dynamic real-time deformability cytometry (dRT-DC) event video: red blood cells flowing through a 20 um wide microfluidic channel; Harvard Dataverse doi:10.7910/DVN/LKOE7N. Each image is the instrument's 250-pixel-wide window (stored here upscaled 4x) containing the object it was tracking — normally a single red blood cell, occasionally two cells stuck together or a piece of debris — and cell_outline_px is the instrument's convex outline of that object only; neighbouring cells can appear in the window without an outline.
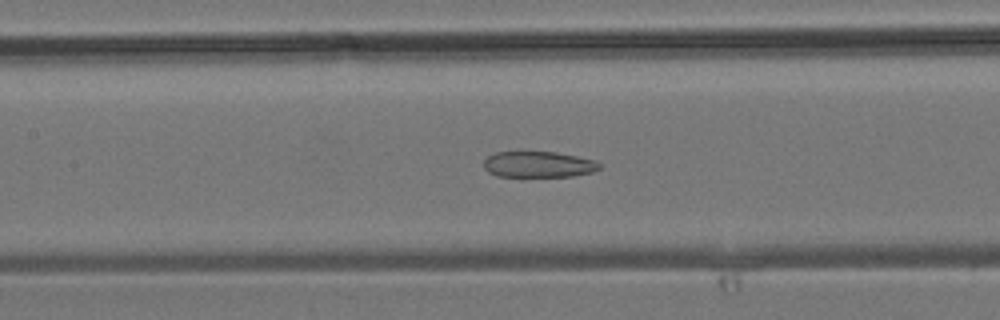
{"species": "common noctule bat (a hibernating species)", "species_latin": "Nyctalus noctula", "temperature_condition": "room temperature", "stored_images_in_passage": 40, "camera_frame_rate_fps": 3000, "um_per_image_px": 0.085, "animal": {"sex": "male", "body_mass_g": 19.2, "forearm_length_mm": 51.8}, "frame": {"image": 1, "passage_image": 18, "time_ms": 5.667, "image_size_px": [1000, 320], "cell_outline_px": [[600, 168], [592, 172], [572, 176], [496, 176], [488, 172], [484, 168], [484, 160], [488, 156], [496, 152], [556, 152], [596, 160], [600, 164]], "centroid_in_image_um": [45.76, 13.97], "position_along_channel_um": 161.6, "area_um2": 17.46}}
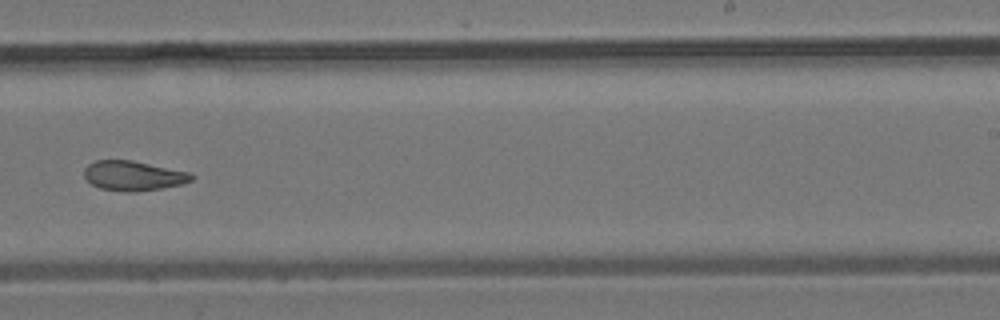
{"frame": {"image": 2, "passage_image": 25, "time_ms": 8.0, "image_size_px": [1000, 320], "cell_outline_px": [[196, 176], [192, 180], [184, 184], [136, 192], [124, 192], [100, 188], [92, 184], [84, 176], [84, 168], [88, 164], [96, 160], [132, 160], [188, 172]], "centroid_in_image_um": [11.33, 14.94], "position_along_channel_um": 277.7, "area_um2": 18.61}}
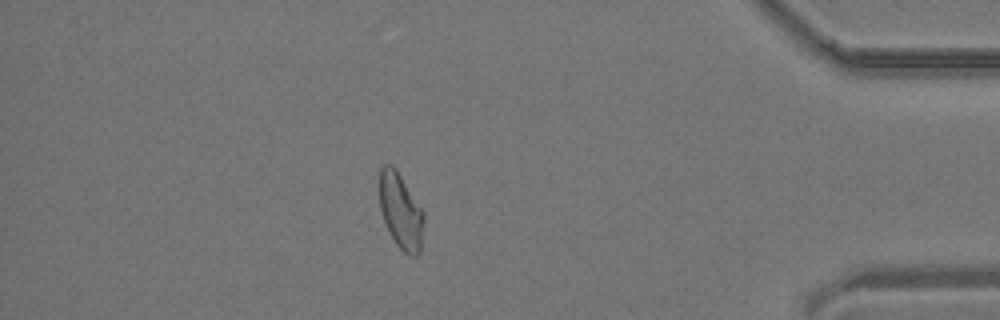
{"frame": {"image": 3, "passage_image": 35, "time_ms": 11.333, "image_size_px": [1000, 320], "cell_outline_px": [[424, 220], [420, 252], [416, 256], [412, 256], [404, 252], [396, 244], [384, 220], [380, 208], [380, 168], [384, 164], [392, 164], [396, 168], [424, 212]], "centroid_in_image_um": [34.07, 17.92], "position_along_channel_um": 401.1, "area_um2": 19.36}}